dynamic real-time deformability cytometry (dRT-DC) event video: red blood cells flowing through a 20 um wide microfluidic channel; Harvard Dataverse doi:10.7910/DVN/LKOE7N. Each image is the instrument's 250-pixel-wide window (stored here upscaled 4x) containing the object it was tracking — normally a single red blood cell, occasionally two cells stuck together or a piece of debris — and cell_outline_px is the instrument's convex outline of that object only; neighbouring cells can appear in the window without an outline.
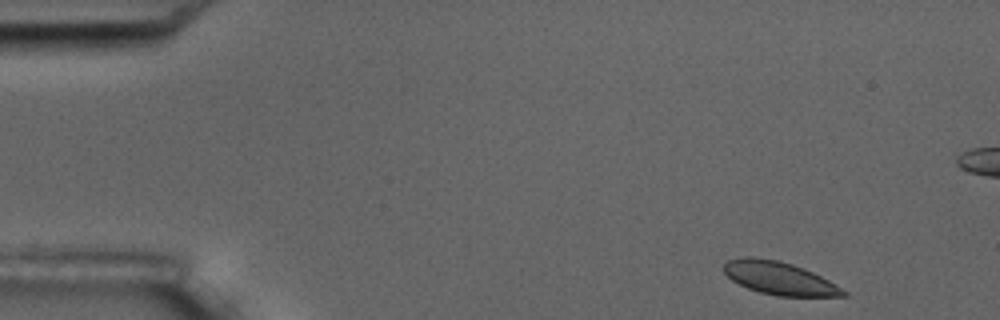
{"species": "common noctule bat (a hibernating species)", "species_latin": "Nyctalus noctula", "temperature_condition": "room temperature", "stored_images_in_passage": 5, "camera_frame_rate_fps": 3000, "um_per_image_px": 0.085, "animal": {"sex": "male", "body_mass_g": 17.5, "forearm_length_mm": 52.3}, "frame": {"image": 1, "passage_image": 1, "time_ms": 0.0, "image_size_px": [1000, 320], "cell_outline_px": [[848, 296], [776, 296], [760, 292], [748, 288], [732, 280], [724, 272], [724, 264], [728, 260], [744, 256], [752, 256], [776, 260], [792, 264], [812, 272], [828, 280], [848, 292]], "centroid_in_image_um": [66.23, 23.64], "position_along_channel_um": 18.8, "area_um2": 22.72}}